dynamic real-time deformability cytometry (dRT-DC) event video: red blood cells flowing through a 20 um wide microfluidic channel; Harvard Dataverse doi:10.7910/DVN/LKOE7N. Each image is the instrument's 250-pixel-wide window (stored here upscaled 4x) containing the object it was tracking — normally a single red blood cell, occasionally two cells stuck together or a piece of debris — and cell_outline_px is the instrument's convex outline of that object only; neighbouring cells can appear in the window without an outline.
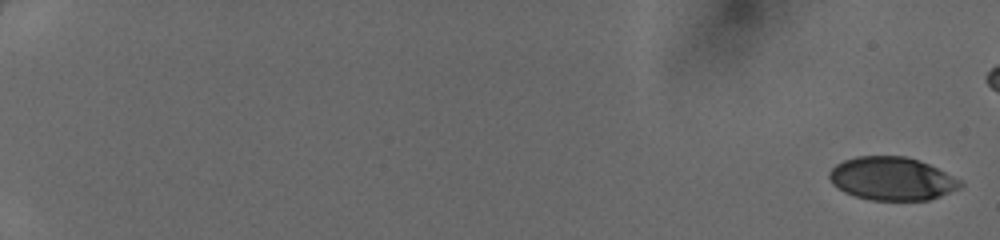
{"species": "human", "species_latin": "Homo sapiens", "temperature_condition": "cold", "stored_images_in_passage": 11, "camera_frame_rate_fps": 3000, "um_per_image_px": 0.085, "donor": {"sex": "female"}, "frame": {"image": 1, "passage_image": 1, "time_ms": 0.0, "image_size_px": [1000, 240], "cell_outline_px": [[964, 184], [960, 188], [940, 196], [928, 200], [872, 200], [856, 196], [844, 192], [832, 184], [828, 176], [828, 172], [836, 164], [844, 160], [856, 156], [904, 156], [920, 160], [960, 180]], "centroid_in_image_um": [75.78, 15.18], "position_along_channel_um": 9.2, "area_um2": 32.89}}